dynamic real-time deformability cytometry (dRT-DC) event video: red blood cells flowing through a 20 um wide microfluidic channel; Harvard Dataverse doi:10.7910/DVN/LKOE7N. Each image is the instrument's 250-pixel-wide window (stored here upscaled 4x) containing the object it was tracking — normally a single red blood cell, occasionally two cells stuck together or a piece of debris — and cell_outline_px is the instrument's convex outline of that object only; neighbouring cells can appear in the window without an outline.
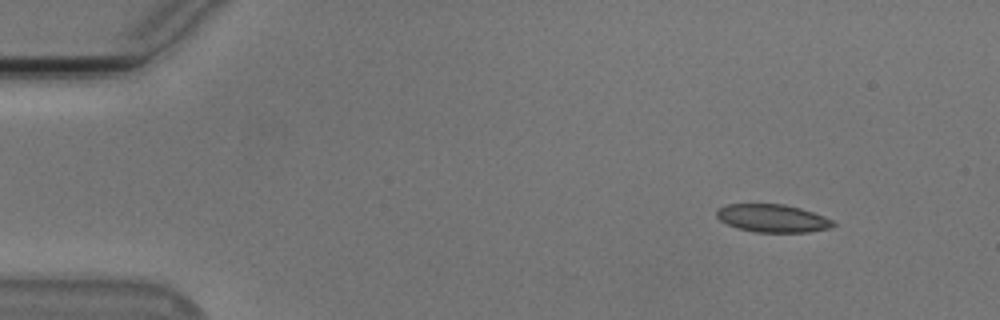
{"species": "Egyptian fruit bat (a non-hibernating species)", "species_latin": "Rousettus aegyptiacus", "temperature_condition": "cold", "stored_images_in_passage": 50, "segment_of_instrument_passage": [1, 2], "camera_frame_rate_fps": 3000, "um_per_image_px": 0.085, "animal": {"sex": "male"}, "frame": {"image": 1, "passage_image": 1, "time_ms": 0.0, "image_size_px": [1000, 320], "cell_outline_px": [[836, 224], [828, 228], [808, 232], [756, 232], [740, 228], [728, 224], [720, 220], [716, 216], [716, 208], [728, 204], [784, 204], [800, 208], [824, 216], [832, 220]], "centroid_in_image_um": [65.65, 18.54], "position_along_channel_um": 19.4, "area_um2": 18.79}}
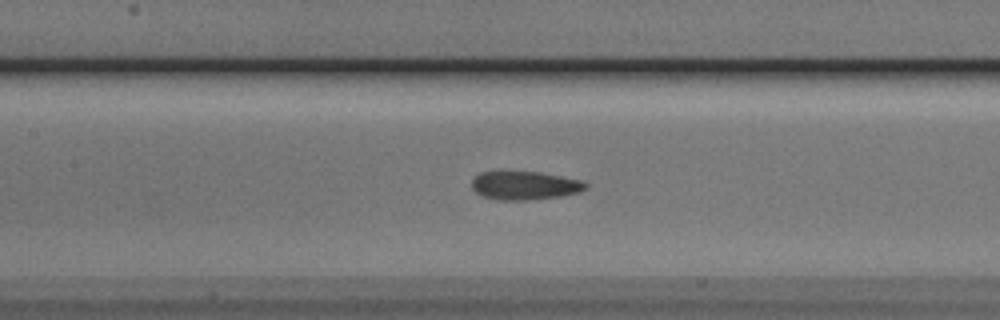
{"frame": {"image": 2, "passage_image": 20, "time_ms": 6.333, "image_size_px": [1000, 320], "cell_outline_px": [[588, 188], [580, 192], [564, 196], [532, 200], [500, 200], [484, 196], [476, 192], [472, 188], [472, 180], [480, 172], [500, 168], [540, 172], [580, 180], [588, 184]], "centroid_in_image_um": [44.58, 15.72], "position_along_channel_um": 162.8, "area_um2": 19.77}}
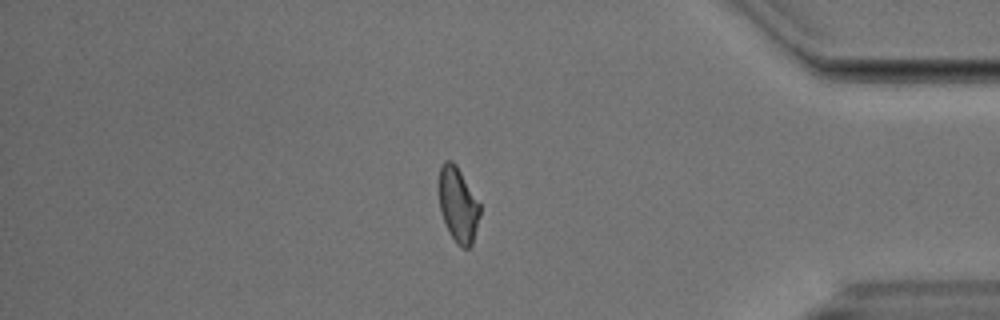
{"frame": {"image": 3, "passage_image": 41, "time_ms": 13.333, "image_size_px": [1000, 320], "cell_outline_px": [[480, 216], [472, 244], [468, 248], [464, 248], [456, 244], [440, 212], [440, 168], [444, 160], [452, 160], [456, 164], [480, 204]], "centroid_in_image_um": [38.95, 17.4], "position_along_channel_um": 396.2, "area_um2": 17.57}}